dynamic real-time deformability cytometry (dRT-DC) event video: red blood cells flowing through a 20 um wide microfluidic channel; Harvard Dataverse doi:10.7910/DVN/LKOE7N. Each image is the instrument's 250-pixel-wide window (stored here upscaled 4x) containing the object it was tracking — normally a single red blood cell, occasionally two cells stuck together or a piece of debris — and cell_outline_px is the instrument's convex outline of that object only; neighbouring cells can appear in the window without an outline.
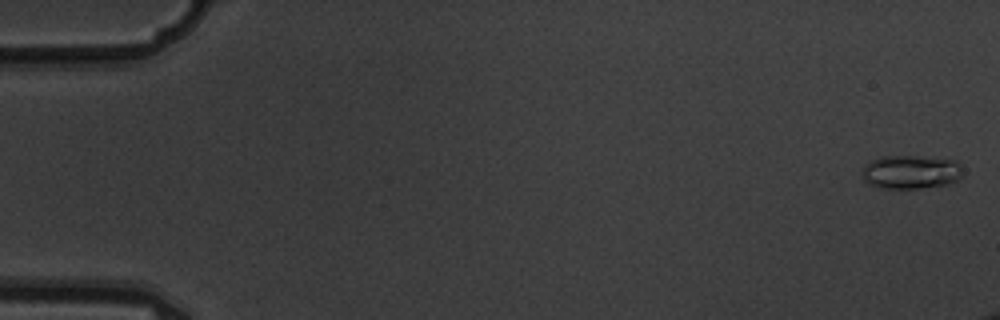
{"species": "common noctule bat (a hibernating species)", "species_latin": "Nyctalus noctula", "temperature_condition": "warm", "stored_images_in_passage": 4, "camera_frame_rate_fps": 3000, "um_per_image_px": 0.085, "animal": {"sex": "male", "body_mass_g": 19.5, "forearm_length_mm": 54.6}, "frame": {"image": 1, "passage_image": 1, "time_ms": 0.0, "image_size_px": [1000, 320], "cell_outline_px": [[964, 172], [956, 180], [948, 184], [916, 188], [876, 188], [864, 180], [860, 172], [864, 164], [880, 156], [916, 156], [956, 160], [960, 164]], "centroid_in_image_um": [77.38, 14.61], "position_along_channel_um": 7.6, "area_um2": 19.94}}